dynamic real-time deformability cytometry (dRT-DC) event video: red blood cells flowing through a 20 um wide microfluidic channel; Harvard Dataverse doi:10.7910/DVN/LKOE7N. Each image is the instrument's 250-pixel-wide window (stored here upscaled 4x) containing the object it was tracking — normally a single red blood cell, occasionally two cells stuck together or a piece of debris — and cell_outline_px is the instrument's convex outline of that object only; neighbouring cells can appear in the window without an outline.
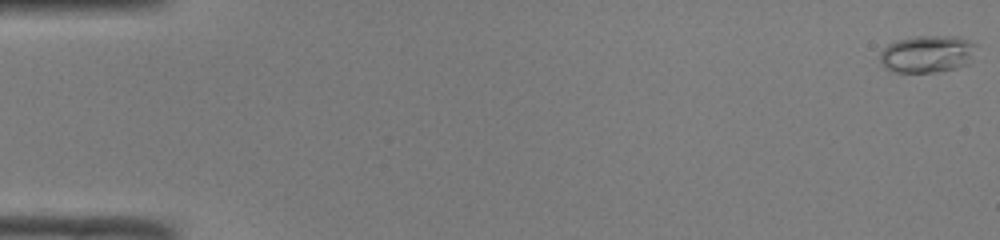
{"species": "common noctule bat (a hibernating species)", "species_latin": "Nyctalus noctula", "temperature_condition": "room temperature", "stored_images_in_passage": 9, "camera_frame_rate_fps": 3000, "um_per_image_px": 0.085, "animal": {"sex": "male", "body_mass_g": 19.0, "forearm_length_mm": 50.8}, "frame": {"image": 1, "passage_image": 1, "time_ms": 0.0, "image_size_px": [1000, 240], "cell_outline_px": [[976, 44], [968, 64], [956, 68], [936, 72], [896, 72], [884, 68], [880, 60], [880, 52], [888, 44], [896, 40], [916, 36], [960, 36]], "centroid_in_image_um": [78.79, 4.58], "position_along_channel_um": 6.2, "area_um2": 20.92}}